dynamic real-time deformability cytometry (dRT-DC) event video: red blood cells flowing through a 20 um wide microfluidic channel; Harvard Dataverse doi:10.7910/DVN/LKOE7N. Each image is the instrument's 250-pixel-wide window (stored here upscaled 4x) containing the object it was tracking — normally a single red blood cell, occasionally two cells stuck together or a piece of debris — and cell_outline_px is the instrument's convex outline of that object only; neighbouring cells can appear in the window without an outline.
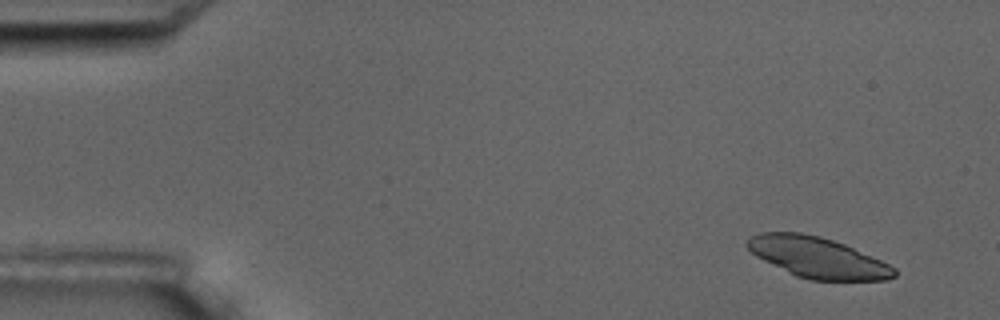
{"species": "common noctule bat (a hibernating species)", "species_latin": "Nyctalus noctula", "temperature_condition": "room temperature", "stored_images_in_passage": 5, "camera_frame_rate_fps": 3000, "um_per_image_px": 0.085, "animal": {"sex": "male", "body_mass_g": 17.5, "forearm_length_mm": 52.3}, "frame": {"image": 1, "passage_image": 2, "time_ms": 1.0, "image_size_px": [1000, 320], "cell_outline_px": [[896, 276], [884, 280], [812, 280], [796, 276], [756, 256], [744, 244], [752, 236], [760, 232], [800, 232], [820, 236], [844, 244], [880, 260], [896, 268]], "centroid_in_image_um": [69.48, 21.88], "position_along_channel_um": 15.5, "area_um2": 34.51}}